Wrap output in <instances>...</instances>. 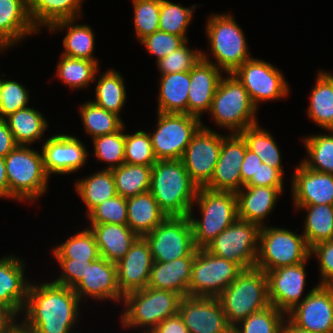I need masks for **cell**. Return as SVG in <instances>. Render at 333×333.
<instances>
[{
	"label": "cell",
	"instance_id": "63",
	"mask_svg": "<svg viewBox=\"0 0 333 333\" xmlns=\"http://www.w3.org/2000/svg\"><path fill=\"white\" fill-rule=\"evenodd\" d=\"M10 333H36L34 330L27 328L21 321L16 324L11 330Z\"/></svg>",
	"mask_w": 333,
	"mask_h": 333
},
{
	"label": "cell",
	"instance_id": "50",
	"mask_svg": "<svg viewBox=\"0 0 333 333\" xmlns=\"http://www.w3.org/2000/svg\"><path fill=\"white\" fill-rule=\"evenodd\" d=\"M187 45L188 41L179 49L156 62L161 75L190 72L197 65L202 59L203 50H191Z\"/></svg>",
	"mask_w": 333,
	"mask_h": 333
},
{
	"label": "cell",
	"instance_id": "13",
	"mask_svg": "<svg viewBox=\"0 0 333 333\" xmlns=\"http://www.w3.org/2000/svg\"><path fill=\"white\" fill-rule=\"evenodd\" d=\"M260 227L237 219L205 249L212 255L238 264L242 269L255 266Z\"/></svg>",
	"mask_w": 333,
	"mask_h": 333
},
{
	"label": "cell",
	"instance_id": "11",
	"mask_svg": "<svg viewBox=\"0 0 333 333\" xmlns=\"http://www.w3.org/2000/svg\"><path fill=\"white\" fill-rule=\"evenodd\" d=\"M243 269L236 263L197 249L188 288L190 297L218 298Z\"/></svg>",
	"mask_w": 333,
	"mask_h": 333
},
{
	"label": "cell",
	"instance_id": "62",
	"mask_svg": "<svg viewBox=\"0 0 333 333\" xmlns=\"http://www.w3.org/2000/svg\"><path fill=\"white\" fill-rule=\"evenodd\" d=\"M282 333H315V332L307 331L297 327L286 317L283 322Z\"/></svg>",
	"mask_w": 333,
	"mask_h": 333
},
{
	"label": "cell",
	"instance_id": "19",
	"mask_svg": "<svg viewBox=\"0 0 333 333\" xmlns=\"http://www.w3.org/2000/svg\"><path fill=\"white\" fill-rule=\"evenodd\" d=\"M41 152L49 177L51 174L66 175L80 170L89 154L83 142L76 136L62 133L46 139Z\"/></svg>",
	"mask_w": 333,
	"mask_h": 333
},
{
	"label": "cell",
	"instance_id": "59",
	"mask_svg": "<svg viewBox=\"0 0 333 333\" xmlns=\"http://www.w3.org/2000/svg\"><path fill=\"white\" fill-rule=\"evenodd\" d=\"M18 144L16 143L7 122L0 119V156L6 157Z\"/></svg>",
	"mask_w": 333,
	"mask_h": 333
},
{
	"label": "cell",
	"instance_id": "60",
	"mask_svg": "<svg viewBox=\"0 0 333 333\" xmlns=\"http://www.w3.org/2000/svg\"><path fill=\"white\" fill-rule=\"evenodd\" d=\"M18 315L9 307L0 304V333H10L18 323Z\"/></svg>",
	"mask_w": 333,
	"mask_h": 333
},
{
	"label": "cell",
	"instance_id": "25",
	"mask_svg": "<svg viewBox=\"0 0 333 333\" xmlns=\"http://www.w3.org/2000/svg\"><path fill=\"white\" fill-rule=\"evenodd\" d=\"M2 258V259H1ZM0 258V304L22 314L30 281L25 278V263L16 255Z\"/></svg>",
	"mask_w": 333,
	"mask_h": 333
},
{
	"label": "cell",
	"instance_id": "36",
	"mask_svg": "<svg viewBox=\"0 0 333 333\" xmlns=\"http://www.w3.org/2000/svg\"><path fill=\"white\" fill-rule=\"evenodd\" d=\"M75 189L87 207L86 213L117 195L112 170L104 168L93 175L81 178L76 182Z\"/></svg>",
	"mask_w": 333,
	"mask_h": 333
},
{
	"label": "cell",
	"instance_id": "23",
	"mask_svg": "<svg viewBox=\"0 0 333 333\" xmlns=\"http://www.w3.org/2000/svg\"><path fill=\"white\" fill-rule=\"evenodd\" d=\"M294 205H333V174L307 168L302 162L292 176Z\"/></svg>",
	"mask_w": 333,
	"mask_h": 333
},
{
	"label": "cell",
	"instance_id": "29",
	"mask_svg": "<svg viewBox=\"0 0 333 333\" xmlns=\"http://www.w3.org/2000/svg\"><path fill=\"white\" fill-rule=\"evenodd\" d=\"M89 226L94 234L100 257L115 264L126 255L138 238L128 225L103 223Z\"/></svg>",
	"mask_w": 333,
	"mask_h": 333
},
{
	"label": "cell",
	"instance_id": "18",
	"mask_svg": "<svg viewBox=\"0 0 333 333\" xmlns=\"http://www.w3.org/2000/svg\"><path fill=\"white\" fill-rule=\"evenodd\" d=\"M240 133H229L222 140L221 150L210 182L205 188L214 191L237 192L242 189L240 168L247 149Z\"/></svg>",
	"mask_w": 333,
	"mask_h": 333
},
{
	"label": "cell",
	"instance_id": "53",
	"mask_svg": "<svg viewBox=\"0 0 333 333\" xmlns=\"http://www.w3.org/2000/svg\"><path fill=\"white\" fill-rule=\"evenodd\" d=\"M139 42L146 48L149 54L156 56L158 62L174 50L182 47L187 40L183 37L158 30L153 34L145 36Z\"/></svg>",
	"mask_w": 333,
	"mask_h": 333
},
{
	"label": "cell",
	"instance_id": "55",
	"mask_svg": "<svg viewBox=\"0 0 333 333\" xmlns=\"http://www.w3.org/2000/svg\"><path fill=\"white\" fill-rule=\"evenodd\" d=\"M61 268V275L54 280L56 284L74 288L83 278L87 265L93 261L73 262V259H56Z\"/></svg>",
	"mask_w": 333,
	"mask_h": 333
},
{
	"label": "cell",
	"instance_id": "20",
	"mask_svg": "<svg viewBox=\"0 0 333 333\" xmlns=\"http://www.w3.org/2000/svg\"><path fill=\"white\" fill-rule=\"evenodd\" d=\"M307 262L308 259L297 265L283 266L266 272L270 305L287 314L304 300L302 295L307 285Z\"/></svg>",
	"mask_w": 333,
	"mask_h": 333
},
{
	"label": "cell",
	"instance_id": "43",
	"mask_svg": "<svg viewBox=\"0 0 333 333\" xmlns=\"http://www.w3.org/2000/svg\"><path fill=\"white\" fill-rule=\"evenodd\" d=\"M52 253L55 259H73V262L96 261L100 257L94 234L88 227L53 248Z\"/></svg>",
	"mask_w": 333,
	"mask_h": 333
},
{
	"label": "cell",
	"instance_id": "31",
	"mask_svg": "<svg viewBox=\"0 0 333 333\" xmlns=\"http://www.w3.org/2000/svg\"><path fill=\"white\" fill-rule=\"evenodd\" d=\"M77 19L61 20L49 27L50 32H59L58 30L67 31L63 38V48L64 51L62 55L87 59L90 61H95L97 64V59L93 56V51L95 49V34L93 29L87 24H75Z\"/></svg>",
	"mask_w": 333,
	"mask_h": 333
},
{
	"label": "cell",
	"instance_id": "32",
	"mask_svg": "<svg viewBox=\"0 0 333 333\" xmlns=\"http://www.w3.org/2000/svg\"><path fill=\"white\" fill-rule=\"evenodd\" d=\"M31 20L36 29L49 28L52 24L80 18L84 0H26Z\"/></svg>",
	"mask_w": 333,
	"mask_h": 333
},
{
	"label": "cell",
	"instance_id": "52",
	"mask_svg": "<svg viewBox=\"0 0 333 333\" xmlns=\"http://www.w3.org/2000/svg\"><path fill=\"white\" fill-rule=\"evenodd\" d=\"M29 92L20 82L2 79V105L0 119H4L17 110L28 107Z\"/></svg>",
	"mask_w": 333,
	"mask_h": 333
},
{
	"label": "cell",
	"instance_id": "2",
	"mask_svg": "<svg viewBox=\"0 0 333 333\" xmlns=\"http://www.w3.org/2000/svg\"><path fill=\"white\" fill-rule=\"evenodd\" d=\"M197 189L181 160H157L152 166L149 191L166 216H188Z\"/></svg>",
	"mask_w": 333,
	"mask_h": 333
},
{
	"label": "cell",
	"instance_id": "28",
	"mask_svg": "<svg viewBox=\"0 0 333 333\" xmlns=\"http://www.w3.org/2000/svg\"><path fill=\"white\" fill-rule=\"evenodd\" d=\"M194 259L183 257L169 262L153 261L147 287L188 296Z\"/></svg>",
	"mask_w": 333,
	"mask_h": 333
},
{
	"label": "cell",
	"instance_id": "49",
	"mask_svg": "<svg viewBox=\"0 0 333 333\" xmlns=\"http://www.w3.org/2000/svg\"><path fill=\"white\" fill-rule=\"evenodd\" d=\"M124 161L146 166H153L156 163L157 158L147 131L140 130L133 135L125 134Z\"/></svg>",
	"mask_w": 333,
	"mask_h": 333
},
{
	"label": "cell",
	"instance_id": "10",
	"mask_svg": "<svg viewBox=\"0 0 333 333\" xmlns=\"http://www.w3.org/2000/svg\"><path fill=\"white\" fill-rule=\"evenodd\" d=\"M157 114V128L149 132L157 160H181L202 119L184 113Z\"/></svg>",
	"mask_w": 333,
	"mask_h": 333
},
{
	"label": "cell",
	"instance_id": "38",
	"mask_svg": "<svg viewBox=\"0 0 333 333\" xmlns=\"http://www.w3.org/2000/svg\"><path fill=\"white\" fill-rule=\"evenodd\" d=\"M94 82H97V85L93 102L120 116L119 112L123 109L127 98L124 78L121 73L109 69L99 77V80L96 79L95 75Z\"/></svg>",
	"mask_w": 333,
	"mask_h": 333
},
{
	"label": "cell",
	"instance_id": "35",
	"mask_svg": "<svg viewBox=\"0 0 333 333\" xmlns=\"http://www.w3.org/2000/svg\"><path fill=\"white\" fill-rule=\"evenodd\" d=\"M18 145L30 146L41 139L48 122L37 109L26 107L4 118Z\"/></svg>",
	"mask_w": 333,
	"mask_h": 333
},
{
	"label": "cell",
	"instance_id": "21",
	"mask_svg": "<svg viewBox=\"0 0 333 333\" xmlns=\"http://www.w3.org/2000/svg\"><path fill=\"white\" fill-rule=\"evenodd\" d=\"M73 290L80 301L88 296L95 300L108 299L118 303L124 298L118 285L117 265L102 257L87 265L82 280Z\"/></svg>",
	"mask_w": 333,
	"mask_h": 333
},
{
	"label": "cell",
	"instance_id": "15",
	"mask_svg": "<svg viewBox=\"0 0 333 333\" xmlns=\"http://www.w3.org/2000/svg\"><path fill=\"white\" fill-rule=\"evenodd\" d=\"M225 136L202 124L185 149L181 161L198 188L210 182Z\"/></svg>",
	"mask_w": 333,
	"mask_h": 333
},
{
	"label": "cell",
	"instance_id": "9",
	"mask_svg": "<svg viewBox=\"0 0 333 333\" xmlns=\"http://www.w3.org/2000/svg\"><path fill=\"white\" fill-rule=\"evenodd\" d=\"M260 228L255 266L267 272L283 266L297 265L310 259L305 237L280 227Z\"/></svg>",
	"mask_w": 333,
	"mask_h": 333
},
{
	"label": "cell",
	"instance_id": "58",
	"mask_svg": "<svg viewBox=\"0 0 333 333\" xmlns=\"http://www.w3.org/2000/svg\"><path fill=\"white\" fill-rule=\"evenodd\" d=\"M150 333H190V331L186 327L182 317L176 314L164 320Z\"/></svg>",
	"mask_w": 333,
	"mask_h": 333
},
{
	"label": "cell",
	"instance_id": "30",
	"mask_svg": "<svg viewBox=\"0 0 333 333\" xmlns=\"http://www.w3.org/2000/svg\"><path fill=\"white\" fill-rule=\"evenodd\" d=\"M127 225L138 236L152 232L167 216L150 191L126 199Z\"/></svg>",
	"mask_w": 333,
	"mask_h": 333
},
{
	"label": "cell",
	"instance_id": "57",
	"mask_svg": "<svg viewBox=\"0 0 333 333\" xmlns=\"http://www.w3.org/2000/svg\"><path fill=\"white\" fill-rule=\"evenodd\" d=\"M261 163L262 161L257 154L247 147L243 163L240 168L242 188L252 179V177H256L258 167Z\"/></svg>",
	"mask_w": 333,
	"mask_h": 333
},
{
	"label": "cell",
	"instance_id": "14",
	"mask_svg": "<svg viewBox=\"0 0 333 333\" xmlns=\"http://www.w3.org/2000/svg\"><path fill=\"white\" fill-rule=\"evenodd\" d=\"M233 74L247 90L257 109L261 102L283 99L290 91L282 71L258 58L245 61Z\"/></svg>",
	"mask_w": 333,
	"mask_h": 333
},
{
	"label": "cell",
	"instance_id": "4",
	"mask_svg": "<svg viewBox=\"0 0 333 333\" xmlns=\"http://www.w3.org/2000/svg\"><path fill=\"white\" fill-rule=\"evenodd\" d=\"M223 312L234 327L251 314L270 306L266 272L256 266L243 269L218 297Z\"/></svg>",
	"mask_w": 333,
	"mask_h": 333
},
{
	"label": "cell",
	"instance_id": "51",
	"mask_svg": "<svg viewBox=\"0 0 333 333\" xmlns=\"http://www.w3.org/2000/svg\"><path fill=\"white\" fill-rule=\"evenodd\" d=\"M86 217L91 224H121L127 225L126 198L116 195L94 207Z\"/></svg>",
	"mask_w": 333,
	"mask_h": 333
},
{
	"label": "cell",
	"instance_id": "6",
	"mask_svg": "<svg viewBox=\"0 0 333 333\" xmlns=\"http://www.w3.org/2000/svg\"><path fill=\"white\" fill-rule=\"evenodd\" d=\"M181 298L175 292L151 287L129 292L121 302L125 307L121 325L125 329L141 327L150 333L164 320L178 314Z\"/></svg>",
	"mask_w": 333,
	"mask_h": 333
},
{
	"label": "cell",
	"instance_id": "47",
	"mask_svg": "<svg viewBox=\"0 0 333 333\" xmlns=\"http://www.w3.org/2000/svg\"><path fill=\"white\" fill-rule=\"evenodd\" d=\"M125 125L116 133L93 138L94 155L99 161L108 164L107 170L115 169L124 161Z\"/></svg>",
	"mask_w": 333,
	"mask_h": 333
},
{
	"label": "cell",
	"instance_id": "37",
	"mask_svg": "<svg viewBox=\"0 0 333 333\" xmlns=\"http://www.w3.org/2000/svg\"><path fill=\"white\" fill-rule=\"evenodd\" d=\"M299 211L306 210L303 235L309 248L333 240V205H294Z\"/></svg>",
	"mask_w": 333,
	"mask_h": 333
},
{
	"label": "cell",
	"instance_id": "48",
	"mask_svg": "<svg viewBox=\"0 0 333 333\" xmlns=\"http://www.w3.org/2000/svg\"><path fill=\"white\" fill-rule=\"evenodd\" d=\"M162 0H132L135 33L140 41L159 30Z\"/></svg>",
	"mask_w": 333,
	"mask_h": 333
},
{
	"label": "cell",
	"instance_id": "61",
	"mask_svg": "<svg viewBox=\"0 0 333 333\" xmlns=\"http://www.w3.org/2000/svg\"><path fill=\"white\" fill-rule=\"evenodd\" d=\"M0 198L9 199V184L5 169V157L0 156Z\"/></svg>",
	"mask_w": 333,
	"mask_h": 333
},
{
	"label": "cell",
	"instance_id": "33",
	"mask_svg": "<svg viewBox=\"0 0 333 333\" xmlns=\"http://www.w3.org/2000/svg\"><path fill=\"white\" fill-rule=\"evenodd\" d=\"M189 87L190 72L161 75L157 112L188 114Z\"/></svg>",
	"mask_w": 333,
	"mask_h": 333
},
{
	"label": "cell",
	"instance_id": "42",
	"mask_svg": "<svg viewBox=\"0 0 333 333\" xmlns=\"http://www.w3.org/2000/svg\"><path fill=\"white\" fill-rule=\"evenodd\" d=\"M79 110L85 132L91 135V139L116 133L124 126L120 116L101 108L92 100L81 105Z\"/></svg>",
	"mask_w": 333,
	"mask_h": 333
},
{
	"label": "cell",
	"instance_id": "27",
	"mask_svg": "<svg viewBox=\"0 0 333 333\" xmlns=\"http://www.w3.org/2000/svg\"><path fill=\"white\" fill-rule=\"evenodd\" d=\"M283 187L244 186L236 192L238 219L249 221L260 228L275 208Z\"/></svg>",
	"mask_w": 333,
	"mask_h": 333
},
{
	"label": "cell",
	"instance_id": "16",
	"mask_svg": "<svg viewBox=\"0 0 333 333\" xmlns=\"http://www.w3.org/2000/svg\"><path fill=\"white\" fill-rule=\"evenodd\" d=\"M286 317L297 327L315 333H333V286L316 285Z\"/></svg>",
	"mask_w": 333,
	"mask_h": 333
},
{
	"label": "cell",
	"instance_id": "17",
	"mask_svg": "<svg viewBox=\"0 0 333 333\" xmlns=\"http://www.w3.org/2000/svg\"><path fill=\"white\" fill-rule=\"evenodd\" d=\"M178 314L190 333H233L218 298H181Z\"/></svg>",
	"mask_w": 333,
	"mask_h": 333
},
{
	"label": "cell",
	"instance_id": "26",
	"mask_svg": "<svg viewBox=\"0 0 333 333\" xmlns=\"http://www.w3.org/2000/svg\"><path fill=\"white\" fill-rule=\"evenodd\" d=\"M38 34L26 0H0V52H5L28 35Z\"/></svg>",
	"mask_w": 333,
	"mask_h": 333
},
{
	"label": "cell",
	"instance_id": "34",
	"mask_svg": "<svg viewBox=\"0 0 333 333\" xmlns=\"http://www.w3.org/2000/svg\"><path fill=\"white\" fill-rule=\"evenodd\" d=\"M307 114L323 130H333V75L320 70L311 91Z\"/></svg>",
	"mask_w": 333,
	"mask_h": 333
},
{
	"label": "cell",
	"instance_id": "41",
	"mask_svg": "<svg viewBox=\"0 0 333 333\" xmlns=\"http://www.w3.org/2000/svg\"><path fill=\"white\" fill-rule=\"evenodd\" d=\"M248 148L261 159L262 163L278 169L284 175L281 152L273 135L259 124L245 128L240 133Z\"/></svg>",
	"mask_w": 333,
	"mask_h": 333
},
{
	"label": "cell",
	"instance_id": "24",
	"mask_svg": "<svg viewBox=\"0 0 333 333\" xmlns=\"http://www.w3.org/2000/svg\"><path fill=\"white\" fill-rule=\"evenodd\" d=\"M222 73L217 66L203 59L190 71L188 115L201 119L204 112L210 111Z\"/></svg>",
	"mask_w": 333,
	"mask_h": 333
},
{
	"label": "cell",
	"instance_id": "8",
	"mask_svg": "<svg viewBox=\"0 0 333 333\" xmlns=\"http://www.w3.org/2000/svg\"><path fill=\"white\" fill-rule=\"evenodd\" d=\"M226 75L219 81L208 113L220 128L241 133L245 128L258 124L257 108L237 77L233 73Z\"/></svg>",
	"mask_w": 333,
	"mask_h": 333
},
{
	"label": "cell",
	"instance_id": "64",
	"mask_svg": "<svg viewBox=\"0 0 333 333\" xmlns=\"http://www.w3.org/2000/svg\"><path fill=\"white\" fill-rule=\"evenodd\" d=\"M2 105V78H0V110Z\"/></svg>",
	"mask_w": 333,
	"mask_h": 333
},
{
	"label": "cell",
	"instance_id": "1",
	"mask_svg": "<svg viewBox=\"0 0 333 333\" xmlns=\"http://www.w3.org/2000/svg\"><path fill=\"white\" fill-rule=\"evenodd\" d=\"M80 303L72 288L53 281L38 285L30 282L21 322L36 333H73Z\"/></svg>",
	"mask_w": 333,
	"mask_h": 333
},
{
	"label": "cell",
	"instance_id": "54",
	"mask_svg": "<svg viewBox=\"0 0 333 333\" xmlns=\"http://www.w3.org/2000/svg\"><path fill=\"white\" fill-rule=\"evenodd\" d=\"M317 257L320 284L333 286V240L318 243L310 248V256Z\"/></svg>",
	"mask_w": 333,
	"mask_h": 333
},
{
	"label": "cell",
	"instance_id": "5",
	"mask_svg": "<svg viewBox=\"0 0 333 333\" xmlns=\"http://www.w3.org/2000/svg\"><path fill=\"white\" fill-rule=\"evenodd\" d=\"M212 62L206 52L202 59L214 64L225 74L233 73L245 61L252 58L246 42L245 33L231 14H213L208 17L205 26Z\"/></svg>",
	"mask_w": 333,
	"mask_h": 333
},
{
	"label": "cell",
	"instance_id": "44",
	"mask_svg": "<svg viewBox=\"0 0 333 333\" xmlns=\"http://www.w3.org/2000/svg\"><path fill=\"white\" fill-rule=\"evenodd\" d=\"M329 132L328 135H311L303 138L308 158L301 161L307 168L333 174V130Z\"/></svg>",
	"mask_w": 333,
	"mask_h": 333
},
{
	"label": "cell",
	"instance_id": "46",
	"mask_svg": "<svg viewBox=\"0 0 333 333\" xmlns=\"http://www.w3.org/2000/svg\"><path fill=\"white\" fill-rule=\"evenodd\" d=\"M196 4L191 7H184L181 4H175L169 0H162L160 9L159 31L174 34L185 38L193 19V11Z\"/></svg>",
	"mask_w": 333,
	"mask_h": 333
},
{
	"label": "cell",
	"instance_id": "7",
	"mask_svg": "<svg viewBox=\"0 0 333 333\" xmlns=\"http://www.w3.org/2000/svg\"><path fill=\"white\" fill-rule=\"evenodd\" d=\"M5 169L9 198L33 203L45 194L50 177L44 168L42 152L18 145L5 157Z\"/></svg>",
	"mask_w": 333,
	"mask_h": 333
},
{
	"label": "cell",
	"instance_id": "22",
	"mask_svg": "<svg viewBox=\"0 0 333 333\" xmlns=\"http://www.w3.org/2000/svg\"><path fill=\"white\" fill-rule=\"evenodd\" d=\"M153 258L148 242L138 237L130 250L118 262V285L123 295L144 289L148 285Z\"/></svg>",
	"mask_w": 333,
	"mask_h": 333
},
{
	"label": "cell",
	"instance_id": "40",
	"mask_svg": "<svg viewBox=\"0 0 333 333\" xmlns=\"http://www.w3.org/2000/svg\"><path fill=\"white\" fill-rule=\"evenodd\" d=\"M56 77L71 89H84L99 74V65L87 59L71 58L61 54Z\"/></svg>",
	"mask_w": 333,
	"mask_h": 333
},
{
	"label": "cell",
	"instance_id": "39",
	"mask_svg": "<svg viewBox=\"0 0 333 333\" xmlns=\"http://www.w3.org/2000/svg\"><path fill=\"white\" fill-rule=\"evenodd\" d=\"M152 166L124 163L112 169L117 195L130 198L148 192Z\"/></svg>",
	"mask_w": 333,
	"mask_h": 333
},
{
	"label": "cell",
	"instance_id": "45",
	"mask_svg": "<svg viewBox=\"0 0 333 333\" xmlns=\"http://www.w3.org/2000/svg\"><path fill=\"white\" fill-rule=\"evenodd\" d=\"M286 314L270 305L255 312L233 327V333H282Z\"/></svg>",
	"mask_w": 333,
	"mask_h": 333
},
{
	"label": "cell",
	"instance_id": "3",
	"mask_svg": "<svg viewBox=\"0 0 333 333\" xmlns=\"http://www.w3.org/2000/svg\"><path fill=\"white\" fill-rule=\"evenodd\" d=\"M188 215L196 249H205L223 230L238 219L236 192L198 188ZM198 205L201 219L193 216ZM195 218V219H194Z\"/></svg>",
	"mask_w": 333,
	"mask_h": 333
},
{
	"label": "cell",
	"instance_id": "12",
	"mask_svg": "<svg viewBox=\"0 0 333 333\" xmlns=\"http://www.w3.org/2000/svg\"><path fill=\"white\" fill-rule=\"evenodd\" d=\"M144 238L149 244L153 261L169 262L195 257L197 249L188 216H167Z\"/></svg>",
	"mask_w": 333,
	"mask_h": 333
},
{
	"label": "cell",
	"instance_id": "56",
	"mask_svg": "<svg viewBox=\"0 0 333 333\" xmlns=\"http://www.w3.org/2000/svg\"><path fill=\"white\" fill-rule=\"evenodd\" d=\"M283 176L278 169L261 163L258 167L256 177H252L245 186L284 187Z\"/></svg>",
	"mask_w": 333,
	"mask_h": 333
}]
</instances>
